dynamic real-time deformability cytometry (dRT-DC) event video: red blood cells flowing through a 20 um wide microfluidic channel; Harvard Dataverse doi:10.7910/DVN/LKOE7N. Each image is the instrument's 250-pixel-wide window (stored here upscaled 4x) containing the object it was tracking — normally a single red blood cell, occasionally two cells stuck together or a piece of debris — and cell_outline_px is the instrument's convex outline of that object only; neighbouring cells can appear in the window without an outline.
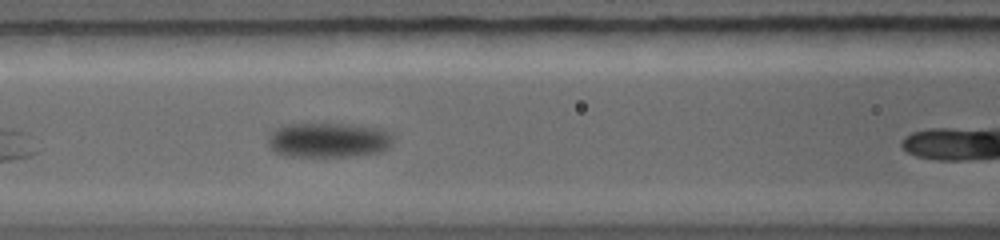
{"species": "common noctule bat (a hibernating species)", "species_latin": "Nyctalus noctula", "temperature_condition": "warm", "stored_images_in_passage": 11, "camera_frame_rate_fps": 5000, "um_per_image_px": 0.085, "animal": {"sex": "female", "body_mass_g": 19.0, "forearm_length_mm": 56.7}, "frame": {"image": 1, "passage_image": 5, "time_ms": 2.0, "image_size_px": [1000, 240], "cell_outline_px": [[380, 144], [372, 148], [340, 152], [292, 152], [276, 148], [272, 140], [276, 132], [280, 128], [292, 124], [328, 124], [352, 128], [372, 132], [380, 136]], "centroid_in_image_um": [27.5, 11.78], "position_along_channel_um": 139.1, "area_um2": 18.09}}